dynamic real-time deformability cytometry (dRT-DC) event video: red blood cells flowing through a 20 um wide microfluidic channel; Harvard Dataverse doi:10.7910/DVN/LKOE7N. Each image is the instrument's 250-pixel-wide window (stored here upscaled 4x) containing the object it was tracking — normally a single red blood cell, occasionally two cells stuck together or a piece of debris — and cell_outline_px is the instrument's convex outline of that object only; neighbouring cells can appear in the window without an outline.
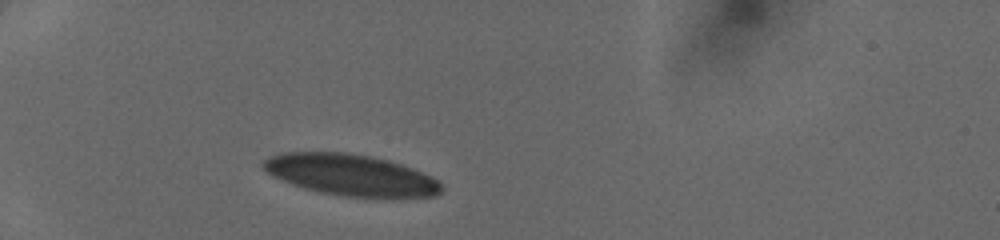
{"species": "human", "species_latin": "Homo sapiens", "temperature_condition": "cold", "stored_images_in_passage": 18, "camera_frame_rate_fps": 3000, "um_per_image_px": 0.085, "donor": {"sex": "female"}, "frame": {"image": 1, "passage_image": 1, "time_ms": 0.0, "image_size_px": [1000, 240], "cell_outline_px": [[444, 188], [436, 196], [344, 196], [320, 192], [304, 188], [292, 184], [268, 172], [260, 164], [264, 160], [280, 152], [344, 152], [372, 156], [388, 160], [412, 168], [432, 176]], "centroid_in_image_um": [29.81, 14.85], "position_along_channel_um": 55.2, "area_um2": 42.19}}
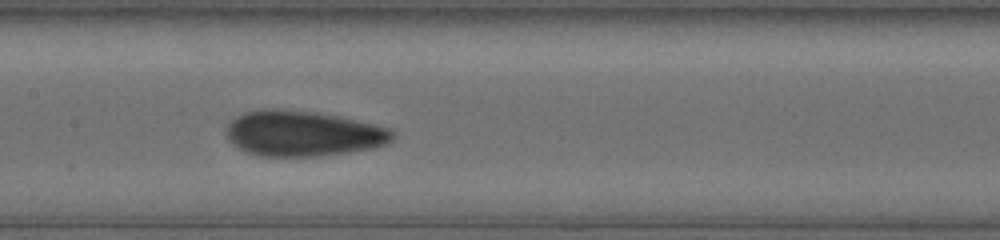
{"frame": {"image": 2, "passage_image": 12, "time_ms": 3.667, "image_size_px": [1000, 240], "cell_outline_px": [[396, 132], [392, 140], [384, 144], [372, 148], [348, 152], [320, 156], [260, 156], [236, 148], [228, 140], [228, 124], [236, 116], [244, 112], [264, 108], [276, 108], [316, 112], [336, 116], [372, 124], [388, 128]], "centroid_in_image_um": [25.71, 11.34], "position_along_channel_um": 181.7, "area_um2": 43.93}}
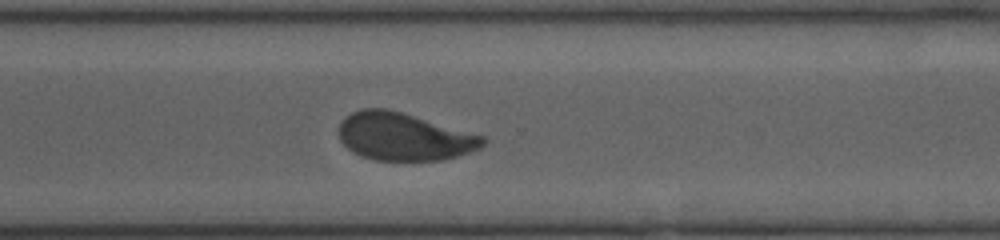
{"frame": {"image": 3, "passage_image": 18, "time_ms": 7.333, "image_size_px": [1000, 240], "cell_outline_px": [[488, 140], [480, 148], [460, 156], [444, 160], [376, 160], [360, 156], [352, 152], [340, 140], [340, 124], [352, 112], [364, 108], [384, 108], [400, 112], [484, 136]], "centroid_in_image_um": [34.36, 11.63], "position_along_channel_um": 336.2, "area_um2": 39.65}}